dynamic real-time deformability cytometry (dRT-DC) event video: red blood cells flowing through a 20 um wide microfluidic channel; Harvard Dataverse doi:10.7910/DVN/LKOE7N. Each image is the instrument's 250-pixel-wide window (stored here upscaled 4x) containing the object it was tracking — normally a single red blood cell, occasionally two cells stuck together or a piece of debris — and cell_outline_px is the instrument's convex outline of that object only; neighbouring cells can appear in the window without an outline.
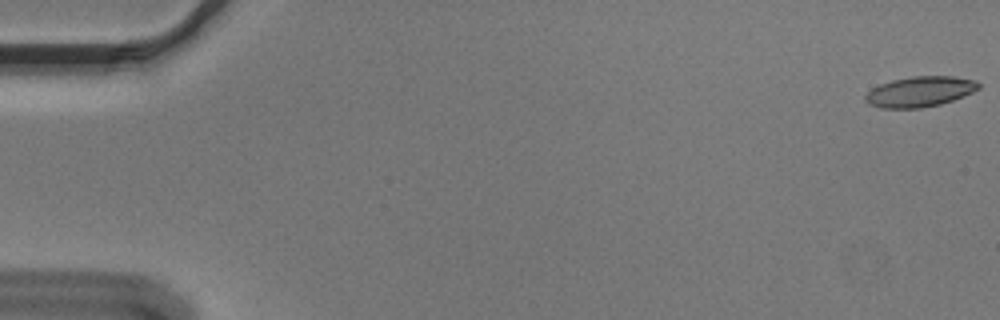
{"species": "Egyptian fruit bat (a non-hibernating species)", "species_latin": "Rousettus aegyptiacus", "temperature_condition": "cold", "stored_images_in_passage": 56, "camera_frame_rate_fps": 3000, "um_per_image_px": 0.085, "animal": {"sex": "male"}, "frame": {"image": 1, "passage_image": 1, "time_ms": 0.0, "image_size_px": [1000, 320], "cell_outline_px": [[980, 88], [972, 92], [952, 100], [940, 104], [920, 108], [880, 108], [868, 104], [864, 100], [864, 96], [872, 88], [880, 84], [892, 80], [912, 76], [956, 76], [976, 80], [980, 84]], "centroid_in_image_um": [78.18, 7.78], "position_along_channel_um": 6.8, "area_um2": 20.11}}
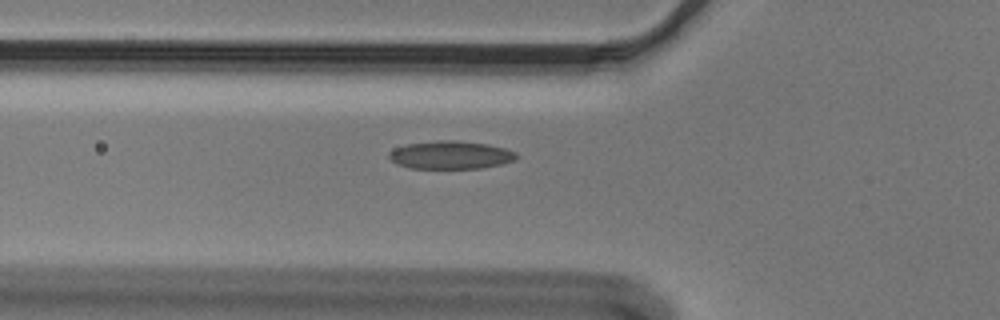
{"frame": {"image": 2, "passage_image": 20, "time_ms": 6.333, "image_size_px": [1000, 320], "cell_outline_px": [[520, 156], [516, 160], [484, 168], [408, 168], [396, 164], [388, 156], [388, 152], [396, 148], [408, 144], [436, 140], [456, 140], [488, 144], [504, 148], [516, 152]], "centroid_in_image_um": [38.33, 13.17], "position_along_channel_um": 87.5, "area_um2": 20.92}}
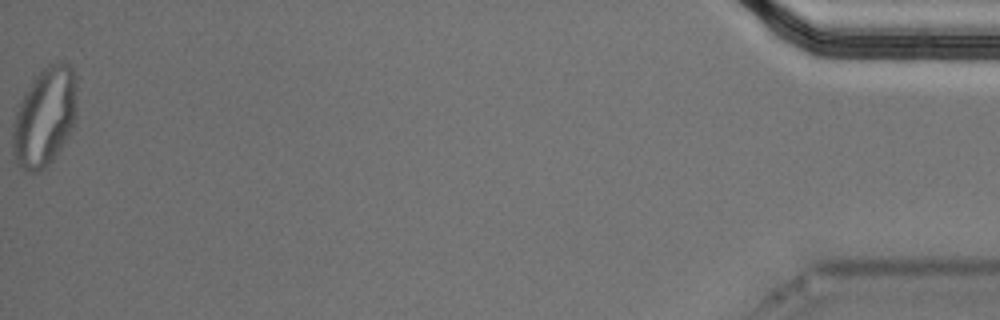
{"frame": {"image": 3, "passage_image": 56, "time_ms": 18.333, "image_size_px": [1000, 320], "cell_outline_px": [[76, 116], [60, 148], [52, 160], [40, 172], [24, 172], [16, 164], [12, 156], [12, 128], [16, 112], [24, 92], [36, 76], [44, 68], [52, 64], [68, 64], [72, 68], [76, 76]], "centroid_in_image_um": [3.76, 9.99], "position_along_channel_um": 431.4, "area_um2": 36.76}, "authors_computed_cell_mechanics": {"area_um2": 20.6924, "velocity_mm_per_s": 3.6416, "shape_relaxation_time_tau1_ms": 9.5104, "shape_relaxation_time_tau2_ms": 2.1293, "deformation_change_tau1": 0.213, "deformation_change_tau2": 0.071}}